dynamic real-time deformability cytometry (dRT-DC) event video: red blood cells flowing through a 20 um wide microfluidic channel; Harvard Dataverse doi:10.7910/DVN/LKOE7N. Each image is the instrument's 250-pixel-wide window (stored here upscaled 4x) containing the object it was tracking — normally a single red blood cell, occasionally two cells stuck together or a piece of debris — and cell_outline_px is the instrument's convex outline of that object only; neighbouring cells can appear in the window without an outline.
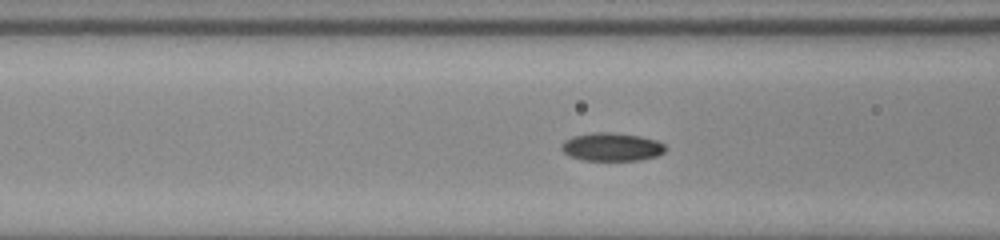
{"species": "common noctule bat (a hibernating species)", "species_latin": "Nyctalus noctula", "temperature_condition": "room temperature", "stored_images_in_passage": 54, "camera_frame_rate_fps": 3000, "um_per_image_px": 0.085, "animal": {"sex": "male", "body_mass_g": 20.0, "forearm_length_mm": 53.3}, "frame": {"image": 1, "passage_image": 22, "time_ms": 7.0, "image_size_px": [1000, 240], "cell_outline_px": [[668, 148], [664, 152], [656, 156], [640, 160], [584, 160], [568, 156], [560, 148], [560, 144], [564, 140], [572, 136], [592, 132], [612, 132], [640, 136], [656, 140], [664, 144]], "centroid_in_image_um": [51.97, 12.48], "position_along_channel_um": 114.6, "area_um2": 17.28}}
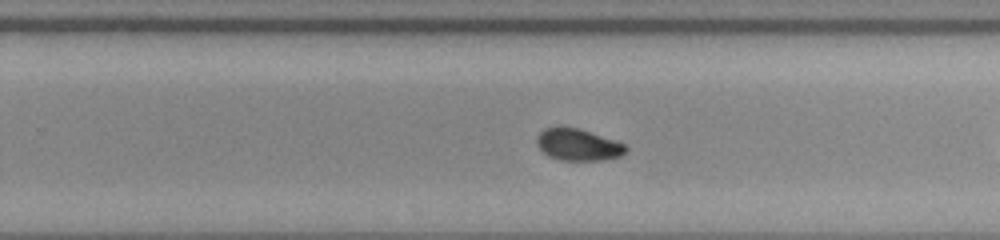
{"frame": {"image": 2, "passage_image": 35, "time_ms": 11.333, "image_size_px": [1000, 240], "cell_outline_px": [[628, 148], [620, 156], [600, 160], [560, 160], [548, 156], [540, 148], [536, 140], [536, 136], [544, 128], [556, 124], [576, 128], [624, 144]], "centroid_in_image_um": [49.05, 12.28], "position_along_channel_um": 280.8, "area_um2": 16.36}}
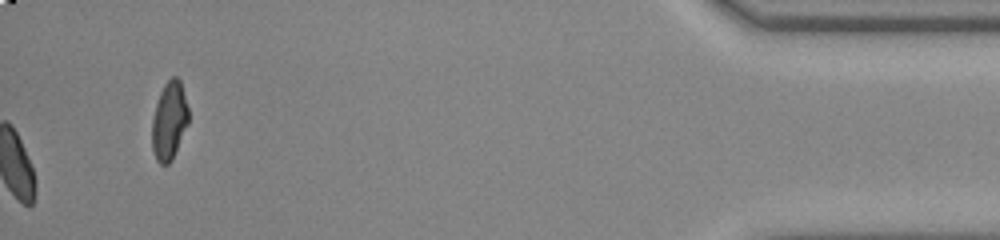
{"frame": {"image": 3, "passage_image": 54, "time_ms": 17.667, "image_size_px": [1000, 240], "cell_outline_px": [[188, 124], [172, 160], [168, 164], [160, 164], [156, 160], [152, 148], [152, 120], [156, 104], [160, 92], [164, 84], [172, 76], [176, 76], [180, 80], [188, 108]], "centroid_in_image_um": [14.38, 10.27], "position_along_channel_um": 420.8, "area_um2": 16.59}, "authors_computed_cell_mechanics": {"area_um2": 16.5019, "velocity_mm_per_s": 3.8439, "shape_relaxation_time_tau1_ms": 6.7282, "shape_relaxation_time_tau2_ms": 2.4402, "deformation_change_tau1": 0.1648, "deformation_change_tau2": 0.052}}